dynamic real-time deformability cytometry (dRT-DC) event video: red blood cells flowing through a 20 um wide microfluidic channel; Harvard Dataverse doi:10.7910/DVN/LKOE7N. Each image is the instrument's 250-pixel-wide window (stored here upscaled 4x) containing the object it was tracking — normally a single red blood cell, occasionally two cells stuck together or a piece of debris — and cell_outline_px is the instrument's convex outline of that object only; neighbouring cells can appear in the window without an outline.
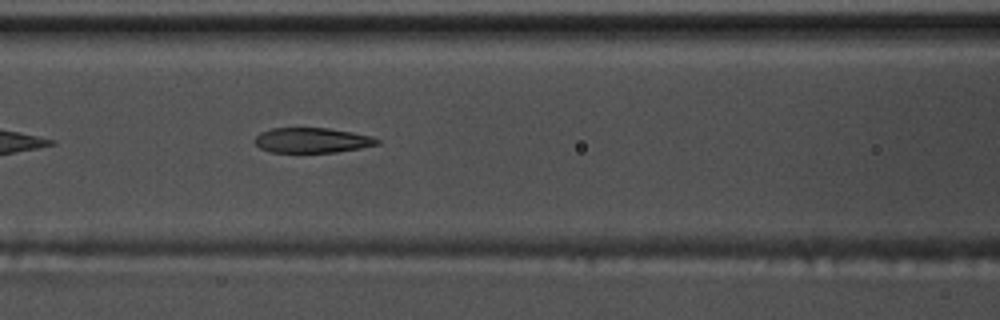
{"species": "common noctule bat (a hibernating species)", "species_latin": "Nyctalus noctula", "temperature_condition": "warm", "stored_images_in_passage": 40, "camera_frame_rate_fps": 3000, "um_per_image_px": 0.085, "animal": {"sex": "male", "body_mass_g": 17.5, "forearm_length_mm": 52.3}, "frame": {"image": 1, "passage_image": 9, "time_ms": 2.667, "image_size_px": [1000, 320], "cell_outline_px": [[380, 144], [360, 148], [336, 152], [272, 152], [260, 148], [256, 144], [256, 136], [260, 132], [272, 128], [328, 128], [352, 132], [372, 136], [380, 140]], "centroid_in_image_um": [26.55, 11.92], "position_along_channel_um": 140.0, "area_um2": 17.8}}
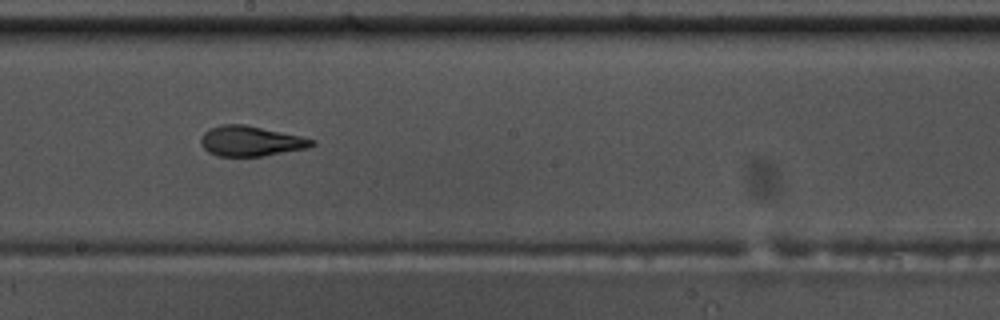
{"frame": {"image": 2, "passage_image": 16, "time_ms": 5.0, "image_size_px": [1000, 320], "cell_outline_px": [[316, 144], [308, 148], [264, 156], [216, 156], [208, 152], [200, 144], [200, 140], [204, 132], [208, 128], [220, 124], [244, 124], [300, 136], [316, 140]], "centroid_in_image_um": [21.29, 11.99], "position_along_channel_um": 226.9, "area_um2": 19.65}}
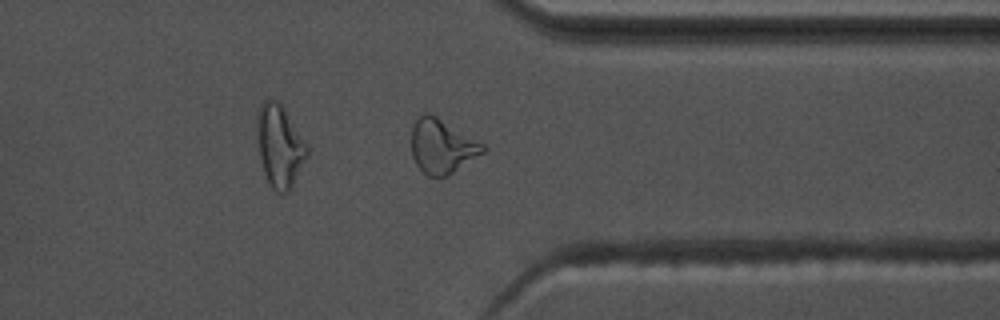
{"frame": {"image": 3, "passage_image": 28, "time_ms": 9.0, "image_size_px": [1000, 320], "cell_outline_px": [[488, 148], [484, 152], [452, 172], [444, 176], [428, 176], [416, 164], [412, 156], [412, 124], [416, 116], [424, 112], [428, 112], [436, 116], [484, 144]], "centroid_in_image_um": [37.54, 12.39], "position_along_channel_um": 373.9, "area_um2": 22.37}, "authors_computed_cell_mechanics": {"area_um2": 19.652, "velocity_mm_per_s": 3.7401, "shape_relaxation_time_tau1_ms": 5.2069, "shape_relaxation_time_tau2_ms": 2.0724, "deformation_change_tau1": 0.2091, "deformation_change_tau2": 0.1035}}